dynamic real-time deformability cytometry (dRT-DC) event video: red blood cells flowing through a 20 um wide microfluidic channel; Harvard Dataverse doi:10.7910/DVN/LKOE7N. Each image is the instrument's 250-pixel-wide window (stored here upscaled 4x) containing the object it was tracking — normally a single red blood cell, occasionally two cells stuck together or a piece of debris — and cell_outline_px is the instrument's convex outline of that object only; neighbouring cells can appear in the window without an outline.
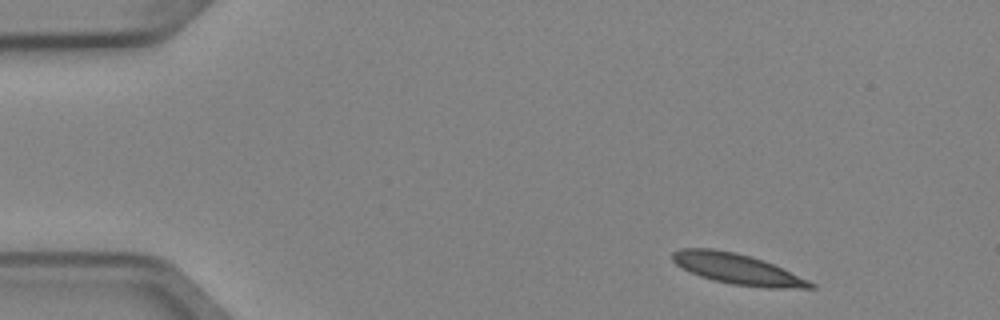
{"species": "Egyptian fruit bat (a non-hibernating species)", "species_latin": "Rousettus aegyptiacus", "temperature_condition": "cold", "stored_images_in_passage": 3, "camera_frame_rate_fps": 3000, "um_per_image_px": 0.085, "animal": {"sex": "female"}, "frame": {"image": 1, "passage_image": 1, "time_ms": 0.0, "image_size_px": [1000, 320], "cell_outline_px": [[816, 288], [768, 288], [732, 284], [712, 280], [700, 276], [676, 264], [672, 260], [672, 252], [680, 248], [712, 248], [732, 252], [764, 260], [808, 280], [816, 284]], "centroid_in_image_um": [62.66, 22.86], "position_along_channel_um": 22.3, "area_um2": 24.28}}